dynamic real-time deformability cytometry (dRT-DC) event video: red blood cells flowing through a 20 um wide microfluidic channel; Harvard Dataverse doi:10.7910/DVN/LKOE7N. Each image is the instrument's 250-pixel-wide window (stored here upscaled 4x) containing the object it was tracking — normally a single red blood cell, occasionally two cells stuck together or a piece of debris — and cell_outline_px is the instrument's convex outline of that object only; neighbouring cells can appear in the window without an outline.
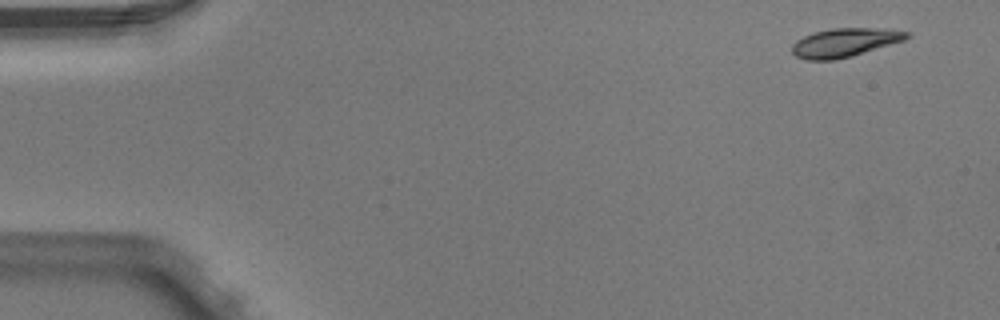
{"species": "Egyptian fruit bat (a non-hibernating species)", "species_latin": "Rousettus aegyptiacus", "temperature_condition": "warm", "stored_images_in_passage": 4, "camera_frame_rate_fps": 3000, "um_per_image_px": 0.085, "animal": {"sex": "male"}, "frame": {"image": 1, "passage_image": 1, "time_ms": 0.0, "image_size_px": [1000, 320], "cell_outline_px": [[912, 36], [904, 40], [852, 56], [836, 60], [808, 60], [796, 56], [792, 52], [792, 44], [796, 40], [804, 36], [816, 32], [832, 28], [884, 28], [912, 32]], "centroid_in_image_um": [71.84, 3.61], "position_along_channel_um": 13.2, "area_um2": 19.25}}
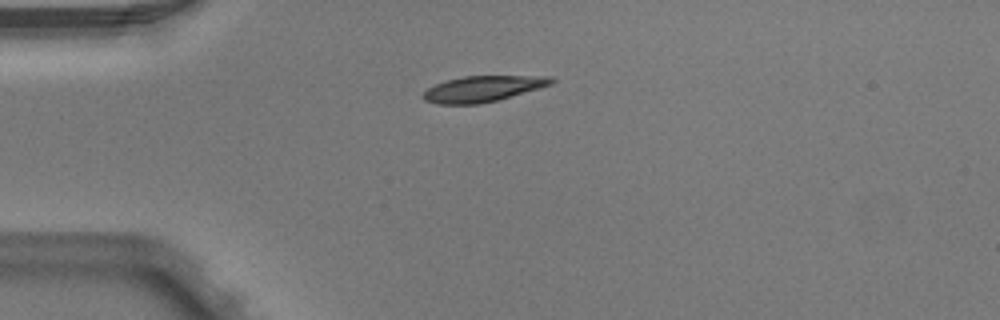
{"frame": {"image": 2, "passage_image": 3, "time_ms": 0.667, "image_size_px": [1000, 320], "cell_outline_px": [[556, 80], [552, 84], [540, 88], [496, 100], [480, 104], [440, 104], [424, 100], [420, 96], [428, 88], [436, 84], [448, 80], [464, 76], [548, 76]], "centroid_in_image_um": [41.03, 7.55], "position_along_channel_um": 44.0, "area_um2": 19.13}}
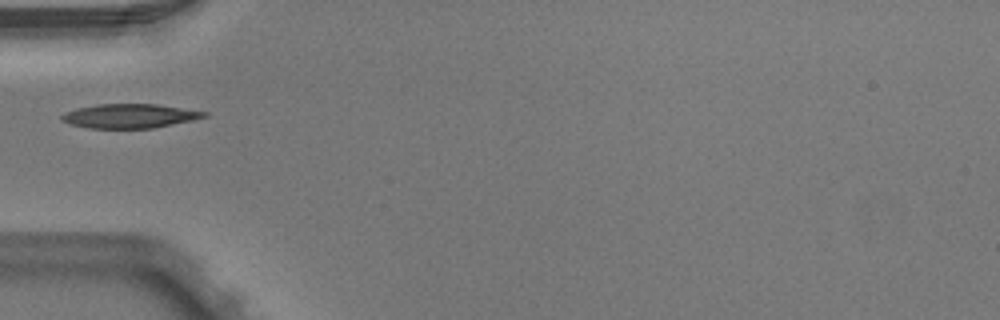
{"frame": {"image": 3, "passage_image": 4, "time_ms": 1.0, "image_size_px": [1000, 320], "cell_outline_px": [[208, 116], [192, 120], [152, 128], [88, 128], [68, 124], [60, 120], [60, 116], [64, 112], [76, 108], [96, 104], [156, 104], [208, 112]], "centroid_in_image_um": [10.96, 9.85], "position_along_channel_um": 74.0, "area_um2": 20.11}}